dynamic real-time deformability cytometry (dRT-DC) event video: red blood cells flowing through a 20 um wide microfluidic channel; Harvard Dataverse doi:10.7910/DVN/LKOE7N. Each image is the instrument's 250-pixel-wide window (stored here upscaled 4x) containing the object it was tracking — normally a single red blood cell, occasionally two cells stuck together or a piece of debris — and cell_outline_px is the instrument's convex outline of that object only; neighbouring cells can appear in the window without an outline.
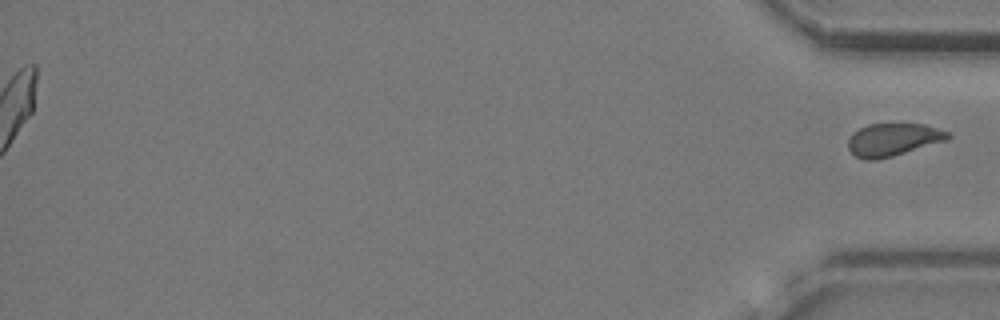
{"species": "common noctule bat (a hibernating species)", "species_latin": "Nyctalus noctula", "temperature_condition": "cold", "stored_images_in_passage": 56, "segment_of_instrument_passage": [2, 2], "camera_frame_rate_fps": 3000, "um_per_image_px": 0.085, "animal": {"sex": "female", "body_mass_g": 24.6, "forearm_length_mm": 56.2}, "frame": {"image": 1, "passage_image": 56, "time_ms": 18.333, "image_size_px": [1000, 320], "cell_outline_px": [[952, 136], [948, 140], [892, 156], [876, 160], [864, 160], [856, 156], [848, 148], [848, 140], [852, 132], [868, 124], [924, 124], [948, 132]], "centroid_in_image_um": [75.9, 11.87], "position_along_channel_um": 359.3, "area_um2": 18.96}}